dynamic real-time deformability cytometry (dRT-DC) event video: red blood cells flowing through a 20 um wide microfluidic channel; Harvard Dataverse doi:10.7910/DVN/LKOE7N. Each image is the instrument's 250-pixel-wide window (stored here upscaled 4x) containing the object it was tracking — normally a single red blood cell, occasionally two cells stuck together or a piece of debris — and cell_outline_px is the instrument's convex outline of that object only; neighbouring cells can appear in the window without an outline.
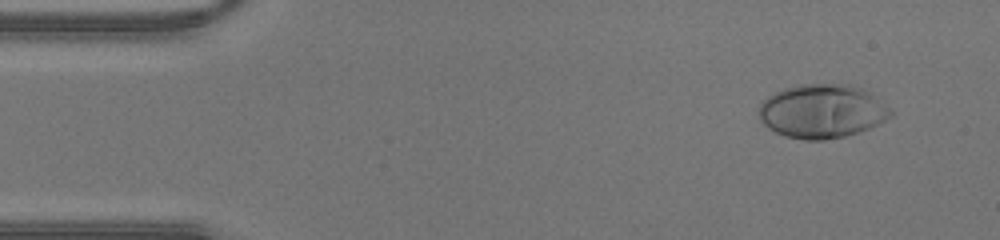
{"species": "human", "species_latin": "Homo sapiens", "temperature_condition": "warm", "stored_images_in_passage": 42, "camera_frame_rate_fps": 3000, "um_per_image_px": 0.085, "donor": {"sex": "male"}, "frame": {"image": 1, "passage_image": 3, "time_ms": 0.667, "image_size_px": [1000, 240], "cell_outline_px": [[892, 116], [868, 128], [844, 136], [824, 140], [804, 140], [788, 136], [776, 132], [768, 128], [760, 120], [756, 112], [760, 104], [768, 96], [784, 88], [796, 84], [848, 84], [864, 88], [888, 108], [892, 112]], "centroid_in_image_um": [69.82, 9.44], "position_along_channel_um": 15.2, "area_um2": 41.15}}
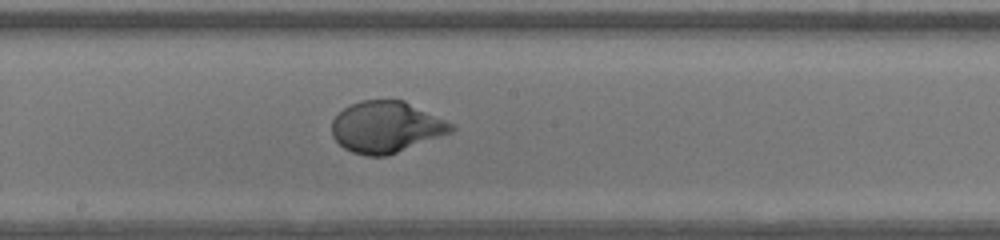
{"frame": {"image": 2, "passage_image": 22, "time_ms": 7.0, "image_size_px": [1000, 240], "cell_outline_px": [[456, 128], [452, 132], [388, 156], [364, 156], [352, 152], [344, 148], [332, 136], [332, 120], [344, 108], [360, 100], [404, 100], [456, 124]], "centroid_in_image_um": [32.86, 10.8], "position_along_channel_um": 215.3, "area_um2": 35.95}}
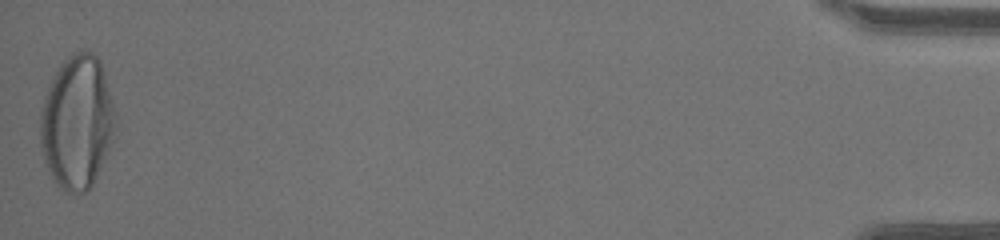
{"frame": {"image": 3, "passage_image": 42, "time_ms": 13.667, "image_size_px": [1000, 240], "cell_outline_px": [[112, 140], [92, 188], [88, 192], [72, 196], [60, 188], [56, 184], [44, 160], [40, 144], [40, 116], [44, 96], [60, 64], [68, 56], [84, 48], [92, 52], [100, 60], [104, 72], [112, 100]], "centroid_in_image_um": [6.52, 10.42], "position_along_channel_um": 428.7, "area_um2": 58.15}}